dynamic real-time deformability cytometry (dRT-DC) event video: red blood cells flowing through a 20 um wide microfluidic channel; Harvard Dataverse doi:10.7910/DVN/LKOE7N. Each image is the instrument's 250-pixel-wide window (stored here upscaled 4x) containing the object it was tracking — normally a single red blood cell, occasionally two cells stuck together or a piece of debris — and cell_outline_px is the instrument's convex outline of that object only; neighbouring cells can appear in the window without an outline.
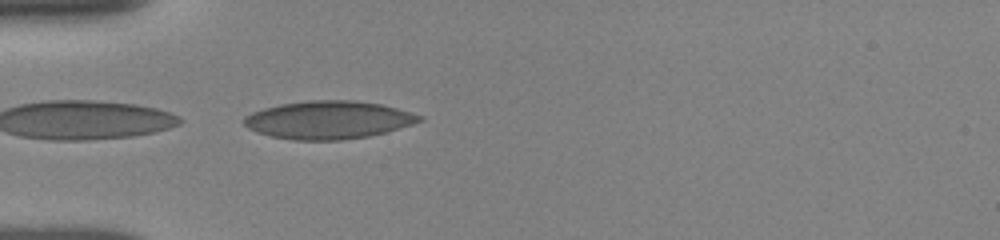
{"species": "human", "species_latin": "Homo sapiens", "temperature_condition": "room temperature", "stored_images_in_passage": 10, "camera_frame_rate_fps": 3000, "um_per_image_px": 0.085, "donor": {"sex": "female"}, "frame": {"image": 1, "passage_image": 2, "time_ms": 0.667, "image_size_px": [1000, 240], "cell_outline_px": [[424, 120], [412, 124], [384, 132], [368, 136], [340, 140], [292, 140], [272, 136], [256, 132], [248, 128], [244, 124], [244, 116], [252, 112], [264, 108], [280, 104], [308, 100], [356, 100], [380, 104], [412, 112], [424, 116]], "centroid_in_image_um": [27.91, 10.18], "position_along_channel_um": 57.1, "area_um2": 38.78}}
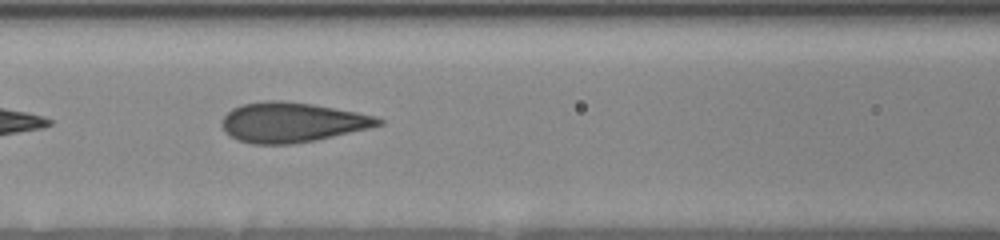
{"frame": {"image": 2, "passage_image": 7, "time_ms": 3.0, "image_size_px": [1000, 240], "cell_outline_px": [[384, 124], [368, 128], [332, 136], [292, 144], [252, 144], [236, 140], [224, 132], [220, 124], [220, 120], [232, 108], [240, 104], [268, 100], [284, 100], [312, 104], [356, 112], [376, 116], [384, 120]], "centroid_in_image_um": [24.75, 10.39], "position_along_channel_um": 141.8, "area_um2": 36.41}}
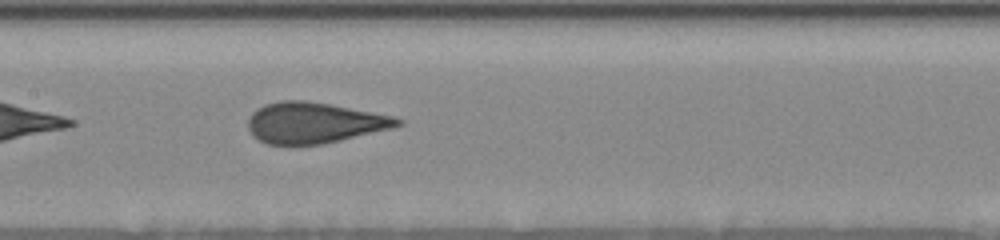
{"frame": {"image": 3, "passage_image": 9, "time_ms": 4.0, "image_size_px": [1000, 240], "cell_outline_px": [[404, 124], [392, 128], [340, 140], [320, 144], [292, 148], [268, 144], [252, 136], [248, 128], [248, 120], [252, 112], [256, 108], [264, 104], [280, 100], [304, 100], [328, 104], [392, 116], [404, 120]], "centroid_in_image_um": [26.63, 10.47], "position_along_channel_um": 180.8, "area_um2": 36.07}}